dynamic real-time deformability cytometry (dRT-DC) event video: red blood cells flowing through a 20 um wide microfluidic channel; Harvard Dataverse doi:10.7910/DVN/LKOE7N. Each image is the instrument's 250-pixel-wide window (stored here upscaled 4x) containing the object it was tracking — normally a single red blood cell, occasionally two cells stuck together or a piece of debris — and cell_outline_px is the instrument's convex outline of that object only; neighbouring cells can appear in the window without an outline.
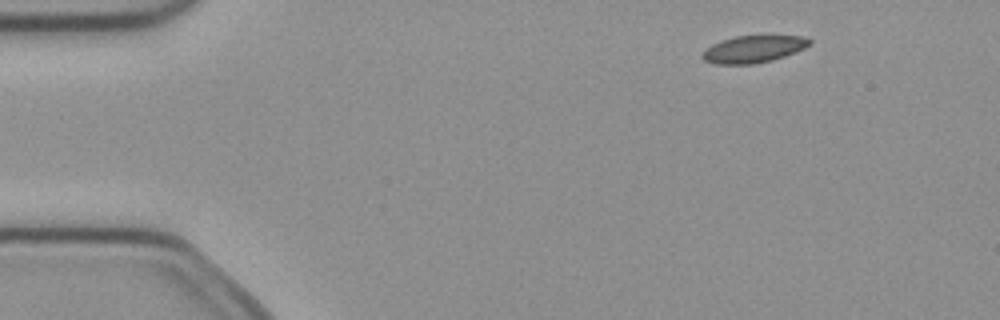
{"species": "common noctule bat (a hibernating species)", "species_latin": "Nyctalus noctula", "temperature_condition": "cold", "stored_images_in_passage": 5, "camera_frame_rate_fps": 3000, "um_per_image_px": 0.085, "animal": {"sex": "female", "body_mass_g": 21.9}, "frame": {"image": 1, "passage_image": 2, "time_ms": 0.333, "image_size_px": [1000, 320], "cell_outline_px": [[812, 44], [796, 52], [772, 60], [752, 64], [716, 64], [704, 60], [700, 56], [712, 44], [720, 40], [736, 36], [804, 36], [812, 40]], "centroid_in_image_um": [64.06, 4.17], "position_along_channel_um": 20.9, "area_um2": 16.88}}